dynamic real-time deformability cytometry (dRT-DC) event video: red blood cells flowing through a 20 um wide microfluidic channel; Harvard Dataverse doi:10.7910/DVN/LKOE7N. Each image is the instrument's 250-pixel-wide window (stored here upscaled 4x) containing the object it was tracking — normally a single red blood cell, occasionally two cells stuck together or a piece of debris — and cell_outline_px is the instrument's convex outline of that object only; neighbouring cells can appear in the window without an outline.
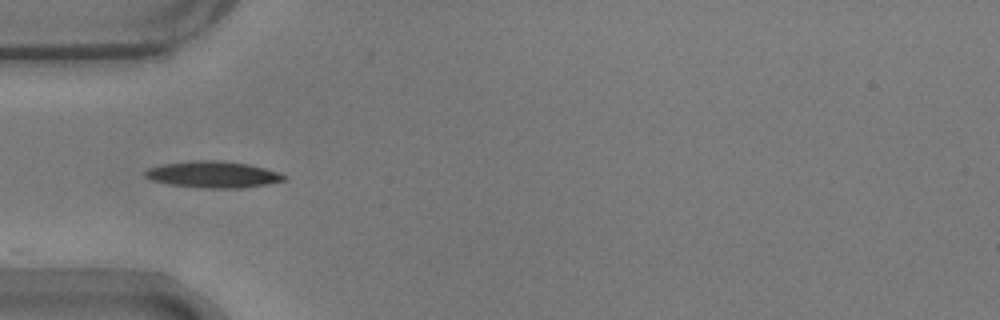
{"species": "common noctule bat (a hibernating species)", "species_latin": "Nyctalus noctula", "temperature_condition": "warm", "stored_images_in_passage": 38, "camera_frame_rate_fps": 3000, "um_per_image_px": 0.085, "animal": {"sex": "male", "body_mass_g": 17.9}, "frame": {"image": 1, "passage_image": 1, "time_ms": 0.0, "image_size_px": [1000, 320], "cell_outline_px": [[284, 180], [268, 184], [244, 188], [204, 188], [168, 184], [152, 180], [144, 176], [144, 172], [148, 168], [160, 164], [196, 160], [216, 160], [248, 164], [280, 172], [284, 176]], "centroid_in_image_um": [18.08, 14.83], "position_along_channel_um": 66.9, "area_um2": 21.44}}
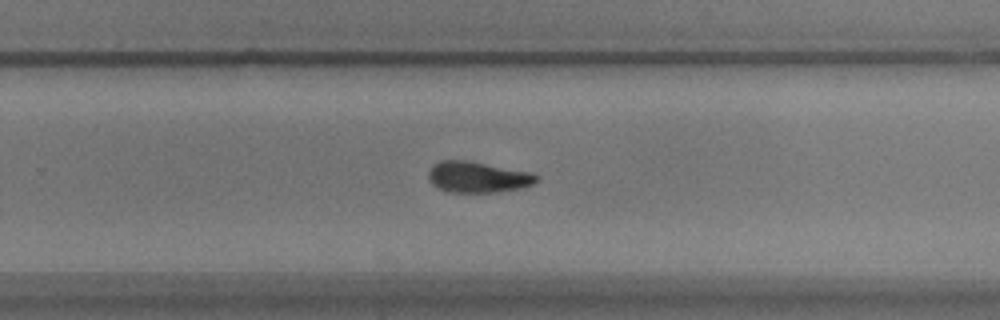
{"frame": {"image": 2, "passage_image": 19, "time_ms": 6.0, "image_size_px": [1000, 320], "cell_outline_px": [[540, 180], [524, 188], [496, 192], [448, 192], [436, 188], [428, 180], [428, 172], [440, 160], [472, 160], [532, 172], [540, 176]], "centroid_in_image_um": [40.66, 15.05], "position_along_channel_um": 289.1, "area_um2": 20.0}}
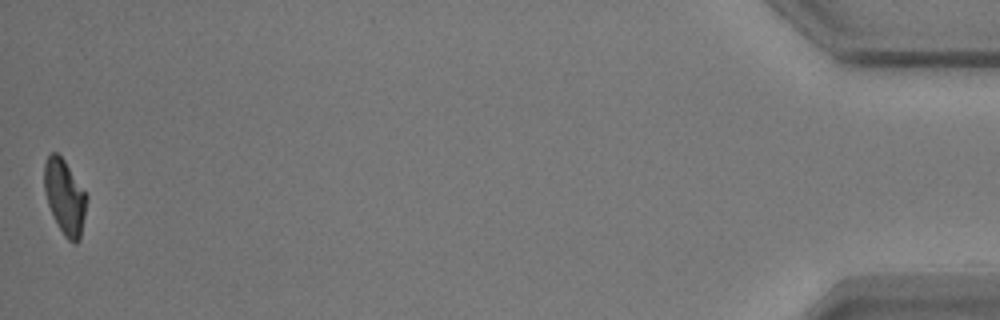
{"frame": {"image": 3, "passage_image": 38, "time_ms": 12.333, "image_size_px": [1000, 320], "cell_outline_px": [[88, 196], [80, 240], [76, 244], [72, 244], [64, 236], [48, 204], [44, 192], [44, 164], [48, 156], [52, 152], [56, 152], [64, 160]], "centroid_in_image_um": [5.51, 16.76], "position_along_channel_um": 429.7, "area_um2": 18.32}, "authors_computed_cell_mechanics": {"area_um2": 19.7965, "velocity_mm_per_s": 3.7007, "shape_relaxation_time_tau1_ms": 2.9595, "shape_relaxation_time_tau2_ms": 7.6776, "deformation_change_tau1": 0.1485, "deformation_change_tau2": 0.1272}}